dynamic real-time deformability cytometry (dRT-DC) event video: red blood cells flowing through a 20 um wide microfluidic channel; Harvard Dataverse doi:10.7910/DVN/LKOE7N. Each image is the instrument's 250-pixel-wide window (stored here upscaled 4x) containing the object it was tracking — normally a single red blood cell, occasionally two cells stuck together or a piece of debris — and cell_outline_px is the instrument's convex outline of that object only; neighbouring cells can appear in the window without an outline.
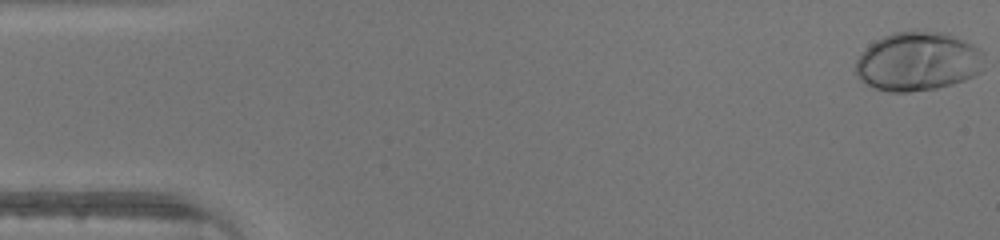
{"species": "human", "species_latin": "Homo sapiens", "temperature_condition": "warm", "stored_images_in_passage": 47, "camera_frame_rate_fps": 3000, "um_per_image_px": 0.085, "donor": {"sex": "male"}, "frame": {"image": 1, "passage_image": 1, "time_ms": 0.0, "image_size_px": [1000, 240], "cell_outline_px": [[984, 52], [980, 72], [964, 80], [952, 84], [936, 88], [908, 92], [888, 92], [872, 88], [864, 84], [856, 76], [856, 60], [876, 40], [884, 36], [896, 32], [944, 32], [972, 44], [980, 48]], "centroid_in_image_um": [78.01, 5.25], "position_along_channel_um": 7.0, "area_um2": 43.87}}
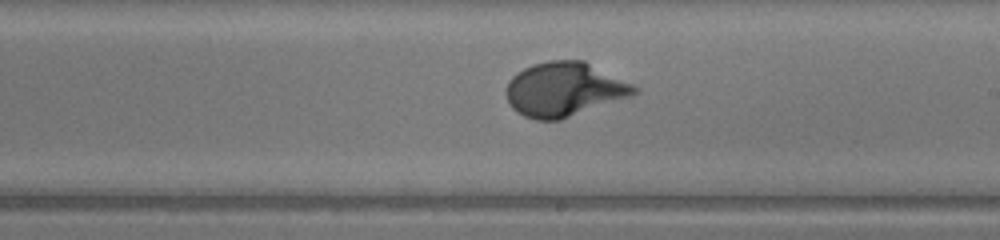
{"frame": {"image": 2, "passage_image": 27, "time_ms": 8.667, "image_size_px": [1000, 240], "cell_outline_px": [[640, 88], [632, 96], [560, 120], [536, 120], [524, 116], [512, 108], [504, 92], [508, 80], [516, 72], [532, 64], [548, 60], [584, 60], [636, 84]], "centroid_in_image_um": [47.98, 7.58], "position_along_channel_um": 241.0, "area_um2": 40.98}}
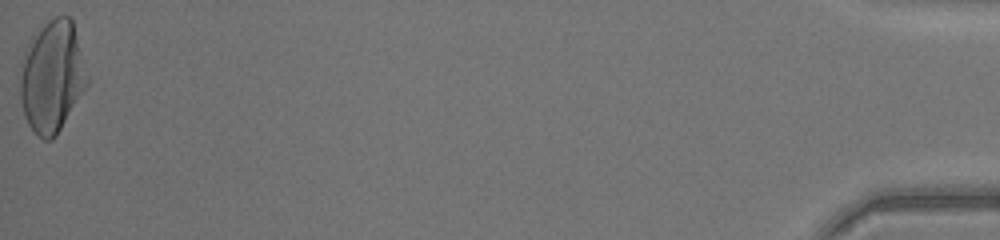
{"frame": {"image": 3, "passage_image": 47, "time_ms": 15.333, "image_size_px": [1000, 240], "cell_outline_px": [[88, 84], [60, 128], [52, 140], [44, 140], [28, 124], [20, 100], [20, 60], [24, 52], [44, 24], [48, 20], [56, 16], [68, 16], [72, 20], [88, 80]], "centroid_in_image_um": [4.4, 6.52], "position_along_channel_um": 430.8, "area_um2": 42.54}}